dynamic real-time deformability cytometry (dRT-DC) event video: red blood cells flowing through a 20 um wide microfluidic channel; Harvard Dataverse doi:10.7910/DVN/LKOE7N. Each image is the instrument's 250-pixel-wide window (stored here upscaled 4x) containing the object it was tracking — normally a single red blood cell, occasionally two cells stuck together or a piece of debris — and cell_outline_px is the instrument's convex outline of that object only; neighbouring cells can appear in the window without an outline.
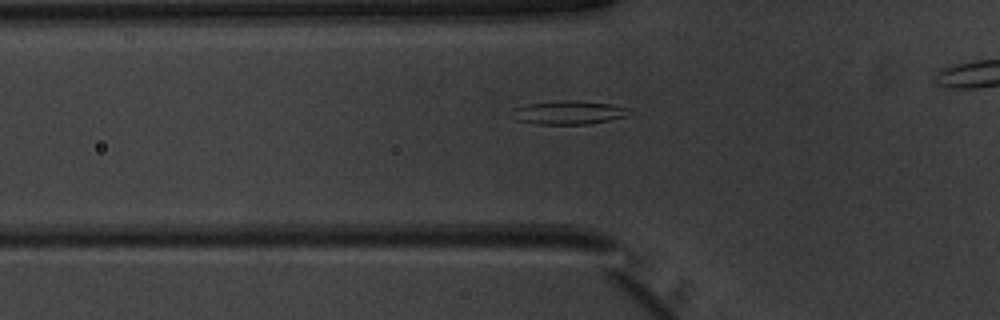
{"species": "common noctule bat (a hibernating species)", "species_latin": "Nyctalus noctula", "temperature_condition": "warm", "stored_images_in_passage": 30, "camera_frame_rate_fps": 3000, "um_per_image_px": 0.085, "animal": {"sex": "male", "body_mass_g": 20.1, "forearm_length_mm": 53.5}, "frame": {"image": 1, "passage_image": 3, "time_ms": 0.667, "image_size_px": [1000, 320], "cell_outline_px": [[632, 112], [628, 116], [588, 124], [536, 124], [516, 120], [512, 108], [528, 104], [568, 100], [572, 100], [608, 104], [628, 108]], "centroid_in_image_um": [48.35, 9.57], "position_along_channel_um": 77.5, "area_um2": 15.84}}
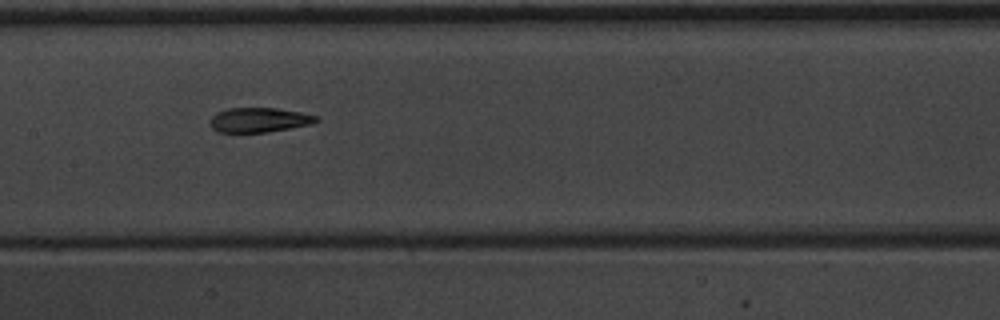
{"frame": {"image": 2, "passage_image": 11, "time_ms": 3.333, "image_size_px": [1000, 320], "cell_outline_px": [[320, 120], [312, 124], [268, 132], [216, 132], [212, 128], [212, 116], [216, 112], [228, 108], [276, 108], [300, 112], [316, 116]], "centroid_in_image_um": [22.03, 10.19], "position_along_channel_um": 185.4, "area_um2": 15.14}}
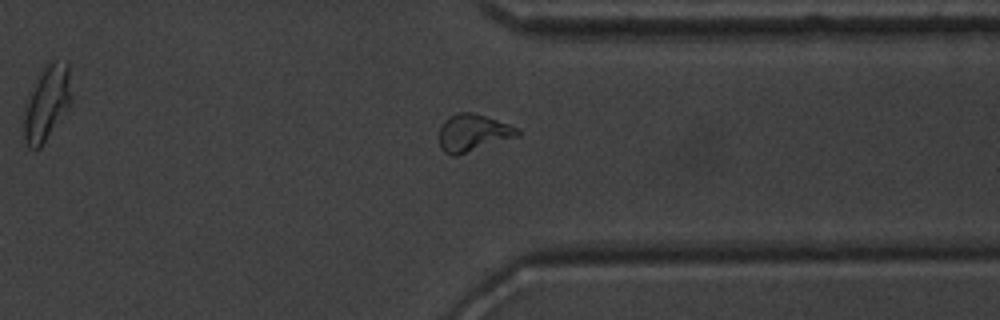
{"frame": {"image": 3, "passage_image": 25, "time_ms": 8.0, "image_size_px": [1000, 320], "cell_outline_px": [[520, 136], [456, 156], [452, 156], [444, 152], [440, 148], [440, 128], [444, 120], [448, 116], [456, 112], [472, 112], [520, 128]], "centroid_in_image_um": [40.2, 11.29], "position_along_channel_um": 371.2, "area_um2": 17.11}, "authors_computed_cell_mechanics": {"area_um2": 15.8661, "velocity_mm_per_s": 4.0047, "shape_relaxation_time_tau1_ms": 5.6707, "shape_relaxation_time_tau2_ms": 2.3064, "deformation_change_tau1": 0.2084, "deformation_change_tau2": 0.0959}}